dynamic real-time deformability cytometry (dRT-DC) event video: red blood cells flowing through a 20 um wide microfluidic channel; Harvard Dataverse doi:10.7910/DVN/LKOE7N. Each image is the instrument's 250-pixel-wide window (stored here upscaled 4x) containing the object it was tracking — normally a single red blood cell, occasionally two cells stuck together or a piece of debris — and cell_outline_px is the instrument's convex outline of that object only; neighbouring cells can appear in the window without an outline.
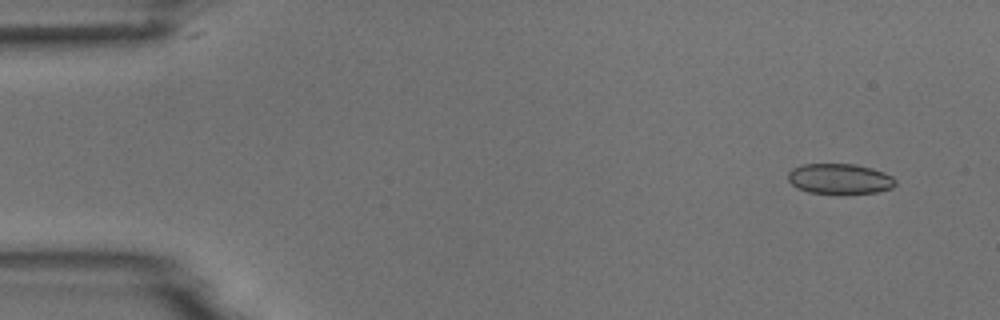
{"species": "common noctule bat (a hibernating species)", "species_latin": "Nyctalus noctula", "temperature_condition": "room temperature", "stored_images_in_passage": 6, "camera_frame_rate_fps": 3000, "um_per_image_px": 0.085, "animal": {"sex": "male", "body_mass_g": 18.8}, "frame": {"image": 1, "passage_image": 2, "time_ms": 1.0, "image_size_px": [1000, 320], "cell_outline_px": [[896, 184], [892, 188], [876, 192], [840, 196], [808, 192], [796, 188], [788, 180], [788, 172], [792, 168], [804, 164], [856, 164], [872, 168], [884, 172], [892, 176], [896, 180]], "centroid_in_image_um": [71.38, 15.23], "position_along_channel_um": 13.6, "area_um2": 19.71}}
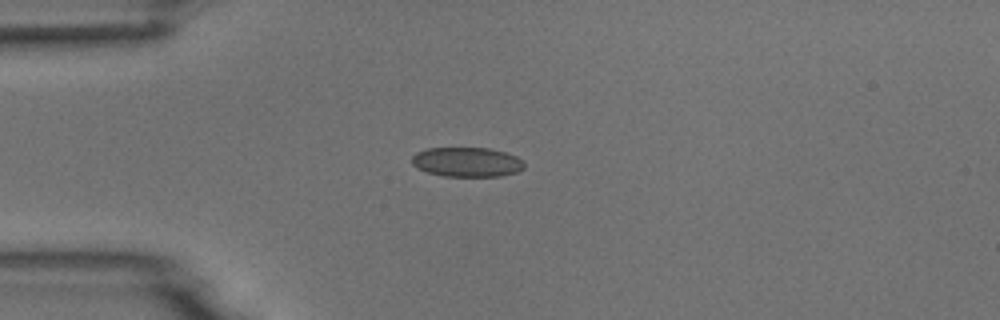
{"frame": {"image": 2, "passage_image": 5, "time_ms": 4.333, "image_size_px": [1000, 320], "cell_outline_px": [[524, 168], [516, 172], [500, 176], [444, 176], [428, 172], [416, 168], [412, 164], [412, 156], [416, 152], [424, 148], [488, 148], [504, 152], [516, 156], [524, 160]], "centroid_in_image_um": [39.67, 13.77], "position_along_channel_um": 45.3, "area_um2": 19.42}}
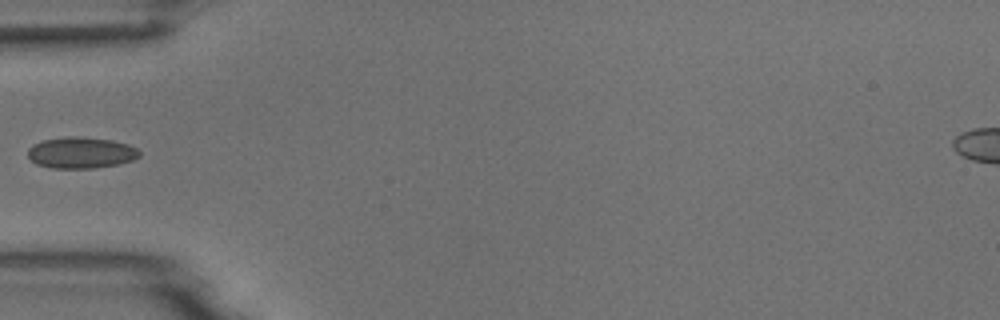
{"frame": {"image": 3, "passage_image": 6, "time_ms": 5.667, "image_size_px": [1000, 320], "cell_outline_px": [[140, 156], [132, 160], [120, 164], [96, 168], [52, 168], [36, 164], [28, 156], [28, 148], [32, 144], [44, 140], [68, 136], [76, 136], [112, 140], [128, 144], [136, 148], [140, 152]], "centroid_in_image_um": [6.89, 12.98], "position_along_channel_um": 78.1, "area_um2": 20.4}}